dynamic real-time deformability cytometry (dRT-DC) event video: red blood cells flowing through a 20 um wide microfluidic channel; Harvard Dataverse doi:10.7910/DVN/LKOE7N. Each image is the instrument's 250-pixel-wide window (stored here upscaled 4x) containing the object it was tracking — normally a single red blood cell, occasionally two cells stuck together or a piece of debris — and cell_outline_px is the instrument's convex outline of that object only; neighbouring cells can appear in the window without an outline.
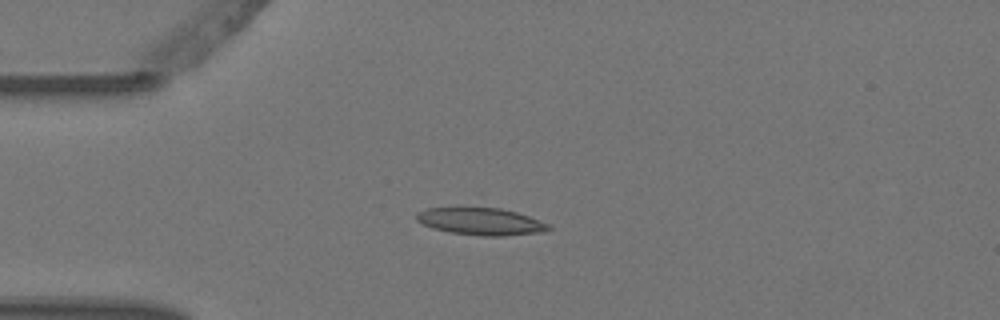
{"species": "Egyptian fruit bat (a non-hibernating species)", "species_latin": "Rousettus aegyptiacus", "temperature_condition": "warm", "stored_images_in_passage": 5, "camera_frame_rate_fps": 3000, "um_per_image_px": 0.085, "animal": {"sex": "female"}, "frame": {"image": 1, "passage_image": 4, "time_ms": 1.0, "image_size_px": [1000, 320], "cell_outline_px": [[552, 228], [544, 232], [504, 236], [484, 236], [448, 232], [432, 228], [420, 224], [416, 220], [416, 212], [428, 208], [500, 208], [516, 212], [552, 224]], "centroid_in_image_um": [40.89, 18.83], "position_along_channel_um": 44.1, "area_um2": 21.1}}
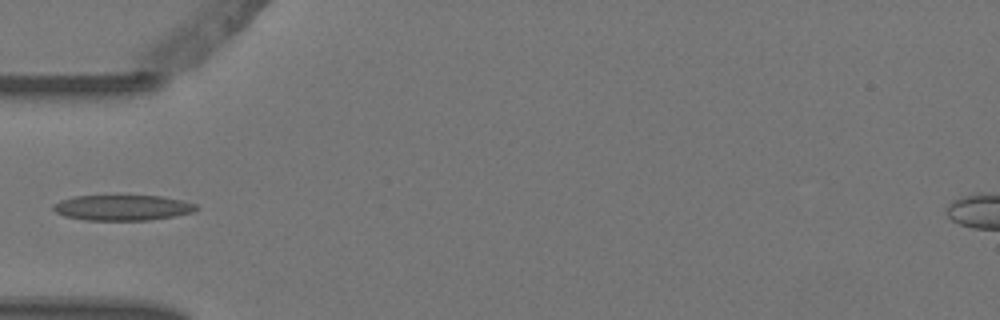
{"frame": {"image": 2, "passage_image": 5, "time_ms": 1.333, "image_size_px": [1000, 320], "cell_outline_px": [[196, 208], [192, 212], [176, 216], [148, 220], [84, 220], [64, 216], [56, 212], [52, 208], [60, 200], [72, 196], [160, 196], [184, 200], [196, 204]], "centroid_in_image_um": [10.41, 17.65], "position_along_channel_um": 74.6, "area_um2": 21.15}}